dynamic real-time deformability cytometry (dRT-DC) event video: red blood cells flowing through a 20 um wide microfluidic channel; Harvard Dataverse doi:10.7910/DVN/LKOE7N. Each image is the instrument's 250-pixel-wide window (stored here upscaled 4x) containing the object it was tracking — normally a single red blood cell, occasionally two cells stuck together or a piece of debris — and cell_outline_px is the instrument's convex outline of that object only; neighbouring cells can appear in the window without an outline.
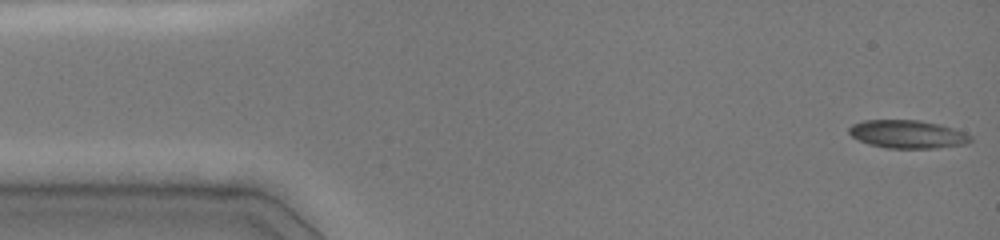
{"species": "common noctule bat (a hibernating species)", "species_latin": "Nyctalus noctula", "temperature_condition": "cold", "stored_images_in_passage": 47, "camera_frame_rate_fps": 3000, "um_per_image_px": 0.085, "animal": {"sex": "female", "body_mass_g": 19.0, "forearm_length_mm": 51.5}, "frame": {"image": 1, "passage_image": 1, "time_ms": 0.0, "image_size_px": [1000, 240], "cell_outline_px": [[972, 140], [968, 144], [936, 148], [888, 148], [868, 144], [852, 136], [848, 132], [848, 128], [852, 124], [864, 120], [920, 120], [940, 124], [964, 132], [972, 136]], "centroid_in_image_um": [77.16, 11.41], "position_along_channel_um": 7.8, "area_um2": 20.0}}
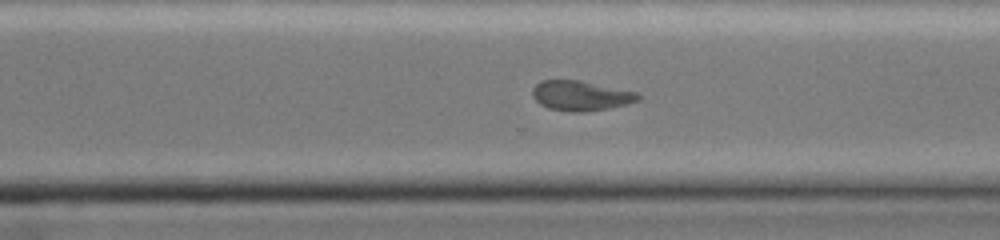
{"frame": {"image": 2, "passage_image": 33, "time_ms": 10.667, "image_size_px": [1000, 240], "cell_outline_px": [[640, 100], [608, 108], [580, 112], [572, 112], [548, 108], [540, 104], [532, 96], [532, 88], [540, 80], [580, 80], [636, 92], [640, 96]], "centroid_in_image_um": [49.32, 8.12], "position_along_channel_um": 321.3, "area_um2": 18.26}}
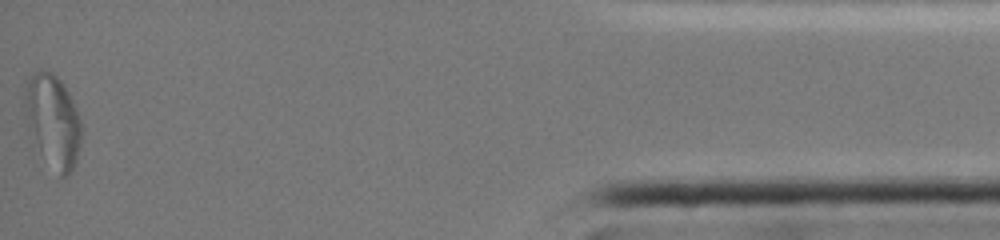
{"frame": {"image": 3, "passage_image": 47, "time_ms": 15.333, "image_size_px": [1000, 240], "cell_outline_px": [[80, 144], [76, 160], [68, 176], [60, 176], [28, 136], [24, 104], [24, 88], [32, 72], [40, 68], [48, 68], [64, 84], [76, 108], [80, 120]], "centroid_in_image_um": [4.44, 10.2], "position_along_channel_um": 430.8, "area_um2": 30.81}, "authors_computed_cell_mechanics": {"area_um2": 19.4786, "velocity_mm_per_s": 3.9993, "shape_relaxation_time_tau1_ms": null, "shape_relaxation_time_tau2_ms": 1.9876, "deformation_change_tau1": null, "deformation_change_tau2": 0.0577}}